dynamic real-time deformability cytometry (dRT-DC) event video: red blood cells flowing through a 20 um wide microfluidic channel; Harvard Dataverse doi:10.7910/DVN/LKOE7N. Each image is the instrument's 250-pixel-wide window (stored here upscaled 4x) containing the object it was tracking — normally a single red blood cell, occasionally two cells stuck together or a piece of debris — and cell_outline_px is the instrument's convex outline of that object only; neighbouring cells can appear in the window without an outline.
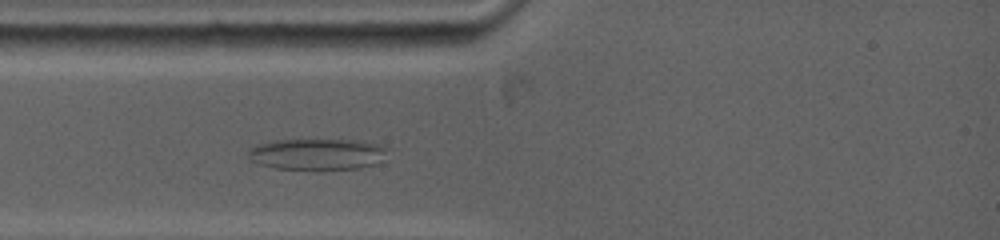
{"species": "common noctule bat (a hibernating species)", "species_latin": "Nyctalus noctula", "temperature_condition": "warm", "stored_images_in_passage": 3, "camera_frame_rate_fps": 5000, "um_per_image_px": 0.085, "animal": {"sex": "female", "body_mass_g": 19.0, "forearm_length_mm": 53.3}, "frame": {"image": 1, "passage_image": 3, "time_ms": 2.2, "image_size_px": [1000, 240], "cell_outline_px": [[388, 148], [376, 164], [360, 168], [320, 172], [316, 172], [276, 168], [260, 164], [252, 160], [248, 156], [248, 152], [256, 144], [272, 140], [364, 140], [380, 144]], "centroid_in_image_um": [26.97, 13.14], "position_along_channel_um": 58.0, "area_um2": 26.18}}